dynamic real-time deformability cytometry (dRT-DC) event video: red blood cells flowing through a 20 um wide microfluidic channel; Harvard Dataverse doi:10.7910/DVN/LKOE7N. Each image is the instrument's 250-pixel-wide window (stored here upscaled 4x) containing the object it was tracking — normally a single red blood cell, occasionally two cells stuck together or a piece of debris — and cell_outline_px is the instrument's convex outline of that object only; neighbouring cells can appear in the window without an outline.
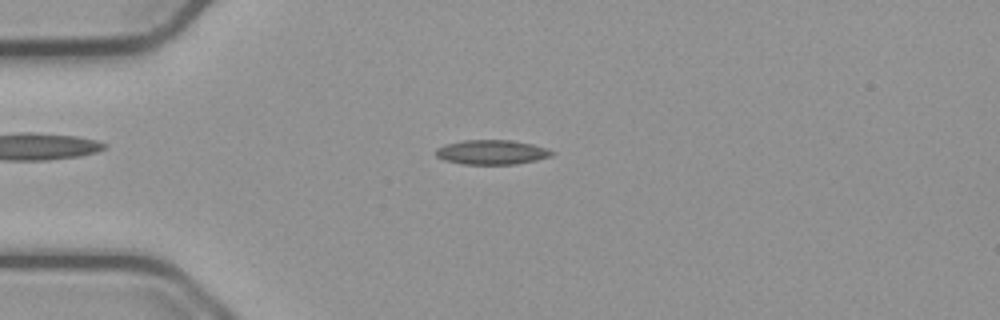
{"species": "common noctule bat (a hibernating species)", "species_latin": "Nyctalus noctula", "temperature_condition": "cold", "stored_images_in_passage": 54, "camera_frame_rate_fps": 3000, "um_per_image_px": 0.085, "animal": {"sex": "male", "body_mass_g": 23.1, "forearm_length_mm": 52.7}, "frame": {"image": 1, "passage_image": 13, "time_ms": 4.0, "image_size_px": [1000, 320], "cell_outline_px": [[552, 156], [536, 160], [516, 164], [464, 164], [444, 160], [436, 156], [436, 148], [444, 144], [464, 140], [512, 140], [532, 144], [544, 148], [552, 152]], "centroid_in_image_um": [41.75, 12.93], "position_along_channel_um": 43.2, "area_um2": 16.47}}
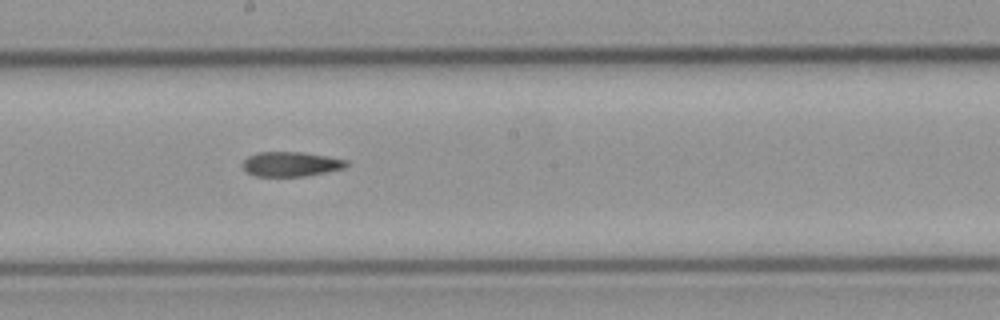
{"frame": {"image": 2, "passage_image": 29, "time_ms": 9.333, "image_size_px": [1000, 320], "cell_outline_px": [[348, 164], [344, 168], [304, 176], [256, 176], [248, 172], [244, 168], [244, 160], [248, 156], [260, 152], [300, 152], [348, 160]], "centroid_in_image_um": [24.73, 13.94], "position_along_channel_um": 223.5, "area_um2": 14.57}}
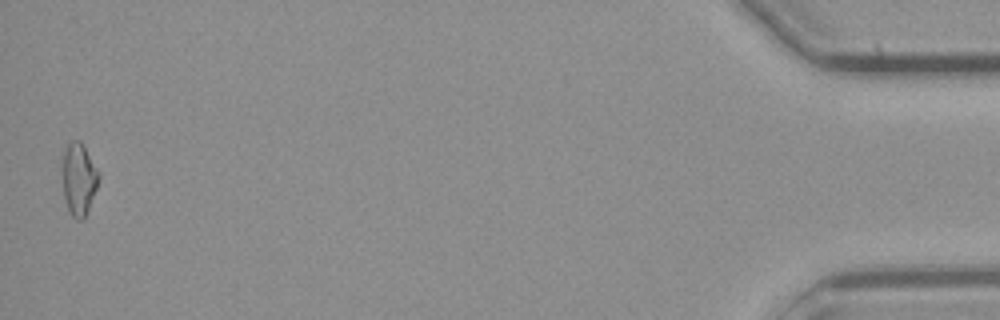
{"frame": {"image": 3, "passage_image": 53, "time_ms": 17.333, "image_size_px": [1000, 320], "cell_outline_px": [[100, 176], [96, 188], [84, 220], [76, 220], [72, 216], [68, 208], [64, 196], [64, 152], [68, 144], [72, 140], [80, 140], [100, 172]], "centroid_in_image_um": [6.73, 15.23], "position_along_channel_um": 428.5, "area_um2": 14.91}}